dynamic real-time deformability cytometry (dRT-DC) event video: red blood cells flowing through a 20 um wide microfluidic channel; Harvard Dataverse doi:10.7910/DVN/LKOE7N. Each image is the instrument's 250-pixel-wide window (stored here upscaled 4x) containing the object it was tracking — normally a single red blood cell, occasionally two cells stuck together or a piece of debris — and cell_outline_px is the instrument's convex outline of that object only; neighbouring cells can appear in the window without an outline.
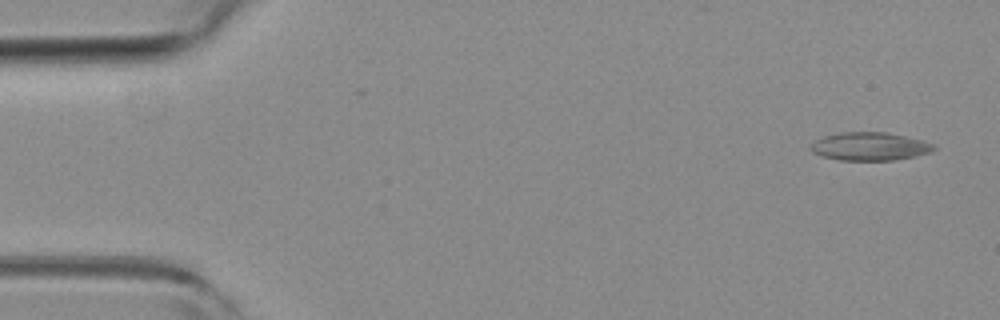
{"species": "common noctule bat (a hibernating species)", "species_latin": "Nyctalus noctula", "temperature_condition": "room temperature", "stored_images_in_passage": 4, "camera_frame_rate_fps": 3000, "um_per_image_px": 0.085, "animal": {"sex": "female", "body_mass_g": 19.3, "forearm_length_mm": 54.1}, "frame": {"image": 1, "passage_image": 1, "time_ms": 0.0, "image_size_px": [1000, 320], "cell_outline_px": [[936, 148], [932, 152], [916, 156], [892, 160], [840, 160], [820, 156], [812, 152], [808, 148], [816, 140], [824, 136], [840, 132], [888, 132], [936, 144]], "centroid_in_image_um": [73.93, 12.45], "position_along_channel_um": 11.1, "area_um2": 20.29}}
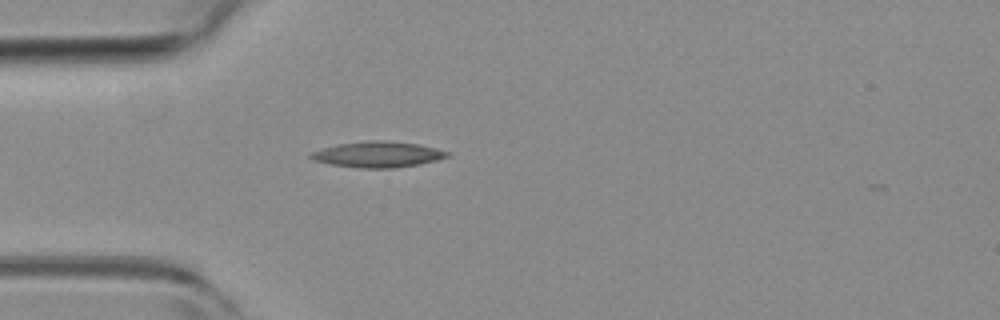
{"frame": {"image": 2, "passage_image": 4, "time_ms": 1.0, "image_size_px": [1000, 320], "cell_outline_px": [[448, 156], [436, 160], [420, 164], [392, 168], [360, 168], [332, 164], [312, 160], [308, 156], [312, 152], [336, 144], [368, 140], [384, 140], [416, 144], [436, 148], [448, 152]], "centroid_in_image_um": [32.08, 13.12], "position_along_channel_um": 52.9, "area_um2": 20.35}}